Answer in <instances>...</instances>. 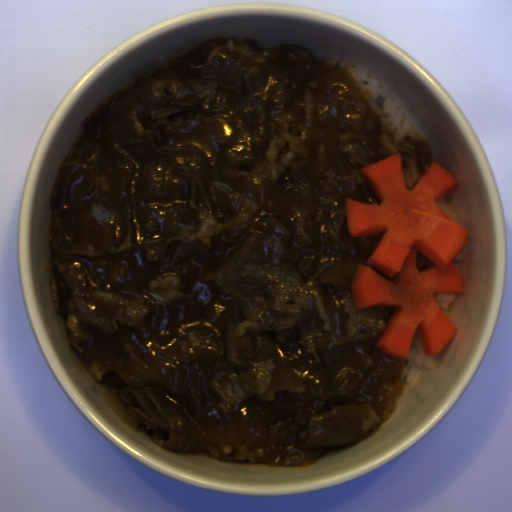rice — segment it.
Instances as JSON below:
<instances>
[{"instance_id":"rice-4","label":"rice","mask_w":512,"mask_h":512,"mask_svg":"<svg viewBox=\"0 0 512 512\" xmlns=\"http://www.w3.org/2000/svg\"><path fill=\"white\" fill-rule=\"evenodd\" d=\"M437 202H438L440 208L456 221L452 207H451V203H450V194L447 195L446 197L440 199Z\"/></svg>"},{"instance_id":"rice-1","label":"rice","mask_w":512,"mask_h":512,"mask_svg":"<svg viewBox=\"0 0 512 512\" xmlns=\"http://www.w3.org/2000/svg\"><path fill=\"white\" fill-rule=\"evenodd\" d=\"M329 68L342 70L355 83L367 102L376 112L382 126L392 133V140L400 143L403 140L419 139L417 130L407 112L396 99L371 75L362 68L345 60L326 59Z\"/></svg>"},{"instance_id":"rice-5","label":"rice","mask_w":512,"mask_h":512,"mask_svg":"<svg viewBox=\"0 0 512 512\" xmlns=\"http://www.w3.org/2000/svg\"><path fill=\"white\" fill-rule=\"evenodd\" d=\"M465 257H466V246L462 249V251L453 260L455 265H456V267H457V269H458L459 274H461L462 266H463V262H464Z\"/></svg>"},{"instance_id":"rice-3","label":"rice","mask_w":512,"mask_h":512,"mask_svg":"<svg viewBox=\"0 0 512 512\" xmlns=\"http://www.w3.org/2000/svg\"><path fill=\"white\" fill-rule=\"evenodd\" d=\"M434 296L443 312L448 310L450 304L456 299L455 292L436 293Z\"/></svg>"},{"instance_id":"rice-2","label":"rice","mask_w":512,"mask_h":512,"mask_svg":"<svg viewBox=\"0 0 512 512\" xmlns=\"http://www.w3.org/2000/svg\"><path fill=\"white\" fill-rule=\"evenodd\" d=\"M435 356L436 354H425L419 329L417 327L407 356L404 358L402 383L407 386L414 382L420 368H431Z\"/></svg>"}]
</instances>
